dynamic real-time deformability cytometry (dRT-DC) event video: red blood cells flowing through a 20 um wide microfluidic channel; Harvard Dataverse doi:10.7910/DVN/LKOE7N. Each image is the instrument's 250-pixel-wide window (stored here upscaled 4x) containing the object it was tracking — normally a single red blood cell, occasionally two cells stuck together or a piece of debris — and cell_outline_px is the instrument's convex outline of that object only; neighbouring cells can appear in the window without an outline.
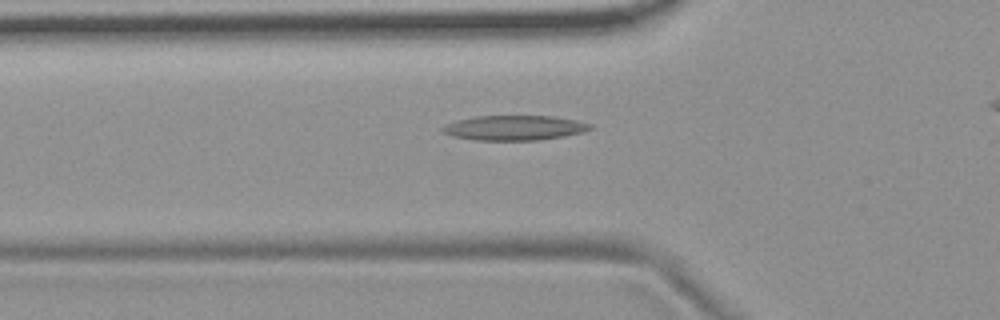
{"species": "common noctule bat (a hibernating species)", "species_latin": "Nyctalus noctula", "temperature_condition": "room temperature", "stored_images_in_passage": 37, "camera_frame_rate_fps": 3000, "um_per_image_px": 0.085, "animal": {"sex": "female", "body_mass_g": 19.9}, "frame": {"image": 1, "passage_image": 7, "time_ms": 2.0, "image_size_px": [1000, 320], "cell_outline_px": [[592, 128], [584, 132], [540, 140], [476, 140], [452, 136], [440, 132], [440, 128], [444, 124], [456, 120], [476, 116], [552, 116], [576, 120], [592, 124]], "centroid_in_image_um": [43.67, 10.86], "position_along_channel_um": 82.1, "area_um2": 21.5}}
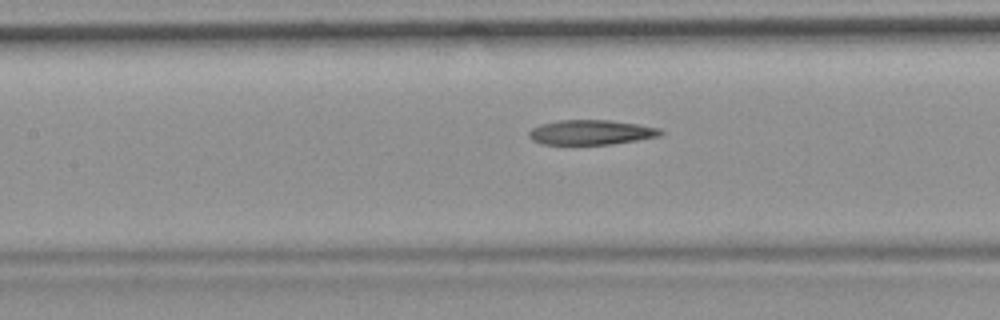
{"frame": {"image": 2, "passage_image": 13, "time_ms": 4.0, "image_size_px": [1000, 320], "cell_outline_px": [[664, 132], [660, 136], [612, 144], [540, 144], [532, 140], [528, 136], [528, 132], [532, 128], [540, 124], [560, 120], [612, 120], [660, 128]], "centroid_in_image_um": [50.22, 11.24], "position_along_channel_um": 157.2, "area_um2": 19.02}}
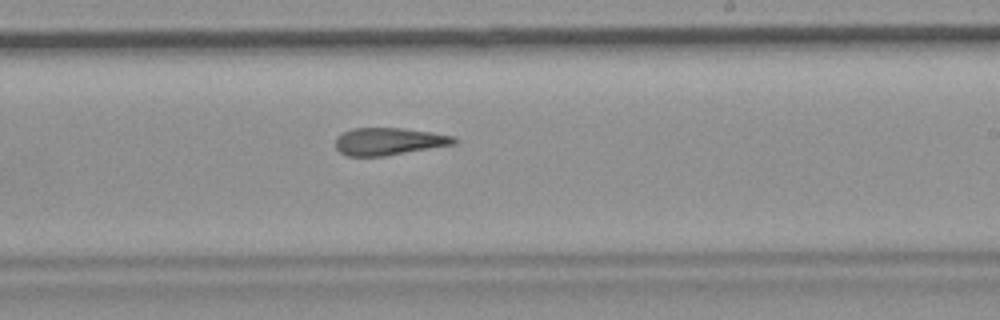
{"frame": {"image": 3, "passage_image": 21, "time_ms": 6.667, "image_size_px": [1000, 320], "cell_outline_px": [[460, 140], [456, 144], [384, 156], [348, 156], [340, 152], [336, 148], [336, 136], [352, 128], [404, 128], [432, 132], [456, 136]], "centroid_in_image_um": [33.1, 12.01], "position_along_channel_um": 255.9, "area_um2": 19.07}, "authors_computed_cell_mechanics": {"area_um2": 19.8254, "velocity_mm_per_s": 3.728, "shape_relaxation_time_tau1_ms": null, "shape_relaxation_time_tau2_ms": 6.7211, "deformation_change_tau1": null, "deformation_change_tau2": 0.2104}}